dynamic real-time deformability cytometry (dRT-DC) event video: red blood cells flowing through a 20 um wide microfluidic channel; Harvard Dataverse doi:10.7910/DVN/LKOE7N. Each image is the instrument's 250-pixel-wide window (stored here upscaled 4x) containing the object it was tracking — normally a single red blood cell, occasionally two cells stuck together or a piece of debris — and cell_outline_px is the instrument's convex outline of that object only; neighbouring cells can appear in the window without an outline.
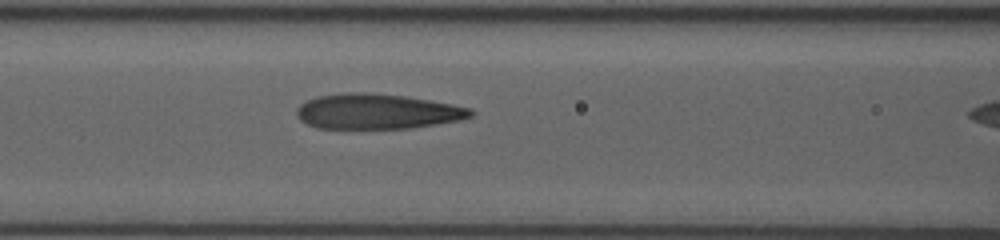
{"species": "human", "species_latin": "Homo sapiens", "temperature_condition": "room temperature", "stored_images_in_passage": 41, "camera_frame_rate_fps": 3000, "um_per_image_px": 0.085, "donor": {"sex": "female"}, "frame": {"image": 1, "passage_image": 20, "time_ms": 6.333, "image_size_px": [1000, 240], "cell_outline_px": [[476, 112], [472, 116], [460, 120], [408, 128], [316, 128], [300, 120], [296, 116], [296, 108], [300, 104], [316, 96], [348, 92], [368, 92], [404, 96], [452, 104], [472, 108]], "centroid_in_image_um": [32.04, 9.47], "position_along_channel_um": 134.6, "area_um2": 35.66}}
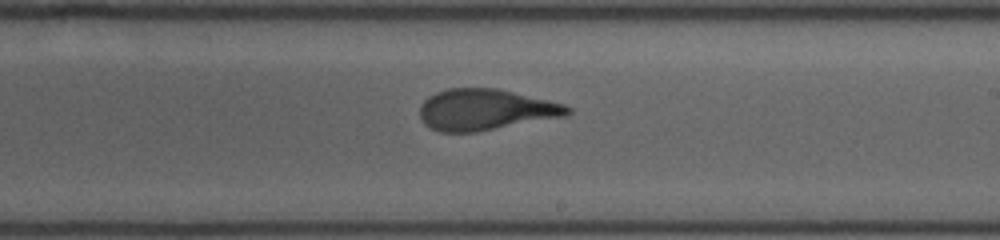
{"frame": {"image": 2, "passage_image": 29, "time_ms": 9.333, "image_size_px": [1000, 240], "cell_outline_px": [[572, 112], [568, 116], [476, 132], [440, 132], [424, 124], [420, 116], [420, 104], [428, 96], [436, 92], [448, 88], [496, 88], [548, 100], [564, 104], [572, 108]], "centroid_in_image_um": [41.27, 9.33], "position_along_channel_um": 247.7, "area_um2": 35.55}}
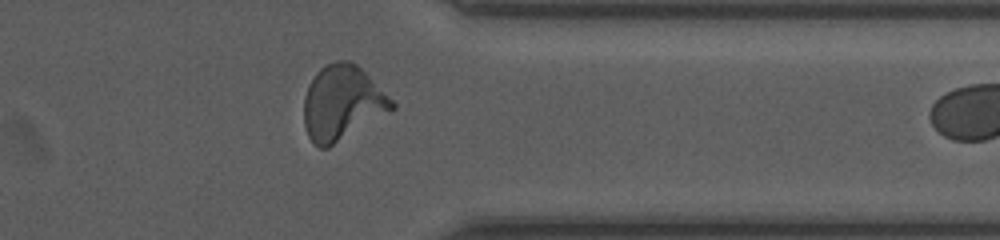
{"frame": {"image": 3, "passage_image": 40, "time_ms": 13.0, "image_size_px": [1000, 240], "cell_outline_px": [[396, 108], [328, 148], [320, 148], [308, 136], [304, 124], [304, 96], [308, 84], [316, 72], [324, 64], [336, 60], [348, 60], [356, 64], [396, 104]], "centroid_in_image_um": [29.06, 8.74], "position_along_channel_um": 382.3, "area_um2": 38.03}}